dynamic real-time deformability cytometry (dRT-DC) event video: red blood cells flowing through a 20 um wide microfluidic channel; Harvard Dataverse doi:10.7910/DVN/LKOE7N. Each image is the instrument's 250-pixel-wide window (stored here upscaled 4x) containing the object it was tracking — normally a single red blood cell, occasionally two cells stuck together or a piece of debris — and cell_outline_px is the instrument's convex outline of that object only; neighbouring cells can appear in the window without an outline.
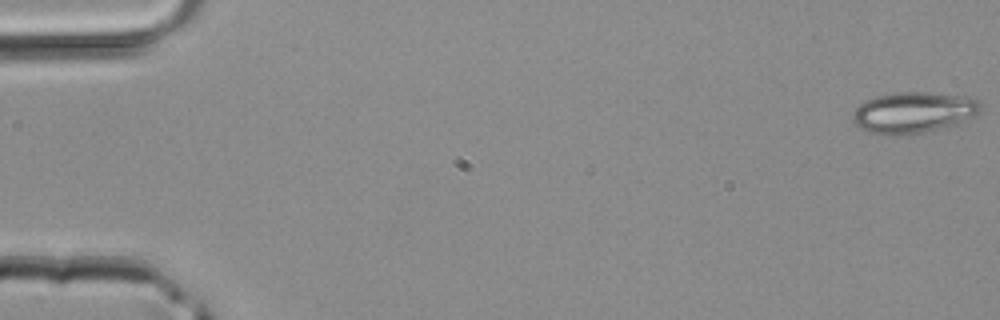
{"species": "common noctule bat (a hibernating species)", "species_latin": "Nyctalus noctula", "temperature_condition": "room temperature", "stored_images_in_passage": 44, "camera_frame_rate_fps": 3000, "um_per_image_px": 0.085, "animal": {"sex": "male", "body_mass_g": 20.4}, "frame": {"image": 1, "passage_image": 1, "time_ms": 0.0, "image_size_px": [1000, 320], "cell_outline_px": [[980, 112], [956, 124], [924, 132], [888, 136], [868, 132], [860, 128], [852, 120], [852, 116], [856, 108], [860, 104], [876, 96], [896, 92], [928, 92], [972, 96], [980, 100]], "centroid_in_image_um": [77.65, 9.55], "position_along_channel_um": 7.3, "area_um2": 30.69}}
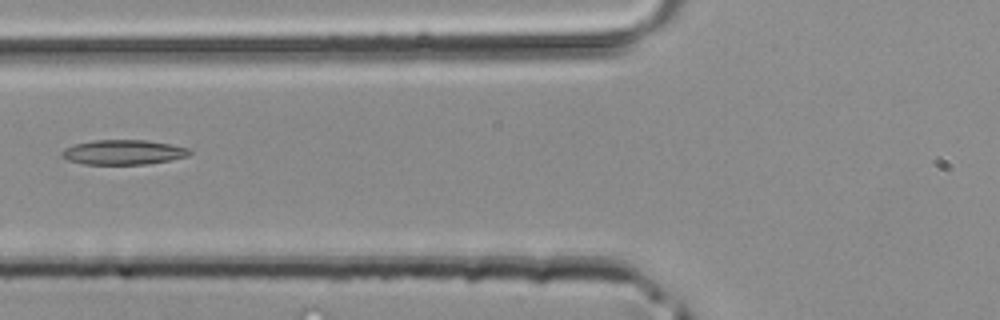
{"frame": {"image": 2, "passage_image": 18, "time_ms": 5.667, "image_size_px": [1000, 320], "cell_outline_px": [[192, 152], [188, 156], [172, 160], [148, 164], [84, 164], [68, 160], [60, 156], [60, 152], [64, 148], [72, 144], [92, 140], [148, 140], [172, 144], [188, 148]], "centroid_in_image_um": [10.47, 12.93], "position_along_channel_um": 115.3, "area_um2": 18.73}}
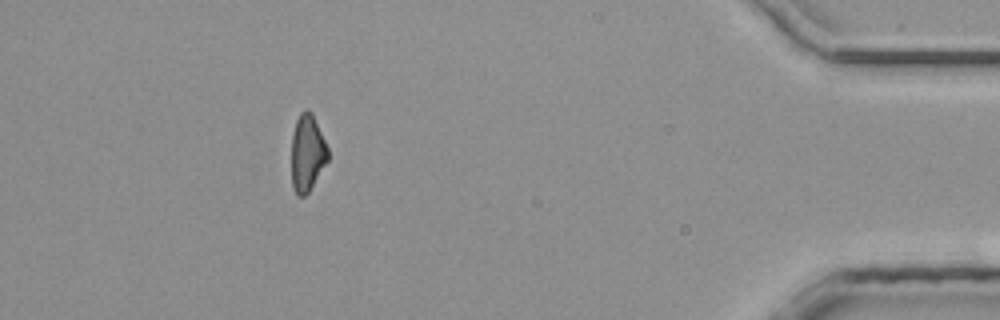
{"frame": {"image": 3, "passage_image": 40, "time_ms": 13.0, "image_size_px": [1000, 320], "cell_outline_px": [[328, 160], [308, 192], [304, 196], [296, 196], [292, 188], [292, 132], [296, 120], [300, 112], [304, 108], [308, 108], [312, 112], [328, 148]], "centroid_in_image_um": [26.1, 12.97], "position_along_channel_um": 409.1, "area_um2": 16.42}}